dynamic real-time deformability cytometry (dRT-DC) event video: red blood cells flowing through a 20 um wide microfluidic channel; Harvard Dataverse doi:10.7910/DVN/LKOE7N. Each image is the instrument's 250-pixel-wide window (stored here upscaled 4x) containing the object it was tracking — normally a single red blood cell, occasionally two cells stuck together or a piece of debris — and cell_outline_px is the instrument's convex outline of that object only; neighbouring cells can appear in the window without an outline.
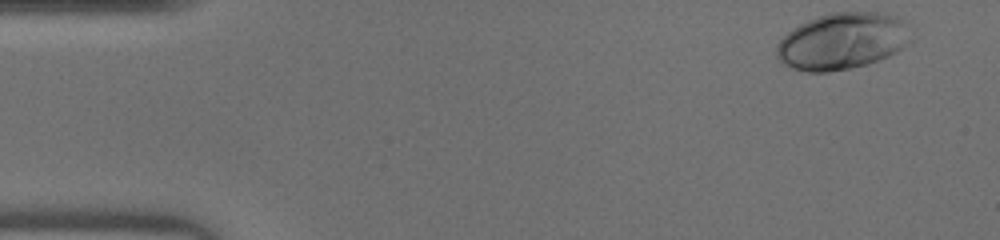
{"species": "human", "species_latin": "Homo sapiens", "temperature_condition": "warm", "stored_images_in_passage": 36, "camera_frame_rate_fps": 3000, "um_per_image_px": 0.085, "donor": {"sex": "male"}, "frame": {"image": 1, "passage_image": 1, "time_ms": 0.0, "image_size_px": [1000, 240], "cell_outline_px": [[912, 40], [908, 44], [896, 52], [888, 56], [868, 64], [852, 68], [828, 72], [808, 72], [792, 68], [784, 64], [776, 56], [776, 44], [792, 28], [816, 16], [832, 12], [880, 12], [900, 16], [908, 20]], "centroid_in_image_um": [71.65, 3.48], "position_along_channel_um": 13.4, "area_um2": 45.03}}
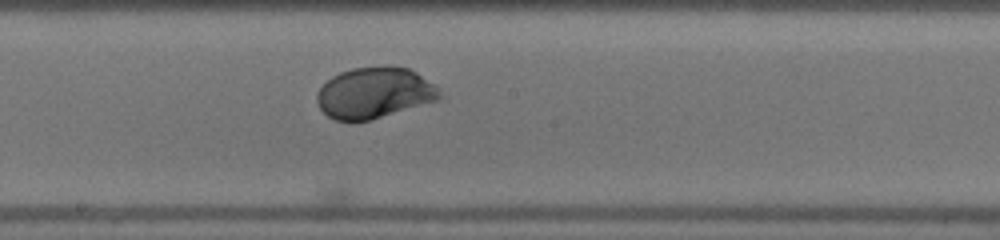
{"frame": {"image": 2, "passage_image": 23, "time_ms": 7.333, "image_size_px": [1000, 240], "cell_outline_px": [[444, 96], [440, 100], [372, 120], [336, 120], [328, 116], [320, 108], [316, 100], [316, 92], [332, 76], [340, 72], [352, 68], [384, 64], [388, 64], [412, 68], [436, 84], [440, 88]], "centroid_in_image_um": [31.91, 7.85], "position_along_channel_um": 216.3, "area_um2": 37.45}}
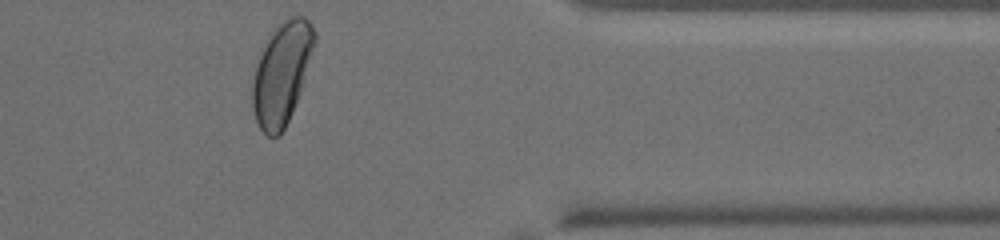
{"frame": {"image": 3, "passage_image": 36, "time_ms": 11.667, "image_size_px": [1000, 240], "cell_outline_px": [[316, 44], [300, 92], [288, 120], [280, 136], [268, 136], [260, 128], [256, 120], [252, 108], [252, 84], [256, 64], [272, 32], [284, 20], [292, 16], [304, 16], [312, 24], [316, 32]], "centroid_in_image_um": [23.97, 6.23], "position_along_channel_um": 387.4, "area_um2": 36.41}}